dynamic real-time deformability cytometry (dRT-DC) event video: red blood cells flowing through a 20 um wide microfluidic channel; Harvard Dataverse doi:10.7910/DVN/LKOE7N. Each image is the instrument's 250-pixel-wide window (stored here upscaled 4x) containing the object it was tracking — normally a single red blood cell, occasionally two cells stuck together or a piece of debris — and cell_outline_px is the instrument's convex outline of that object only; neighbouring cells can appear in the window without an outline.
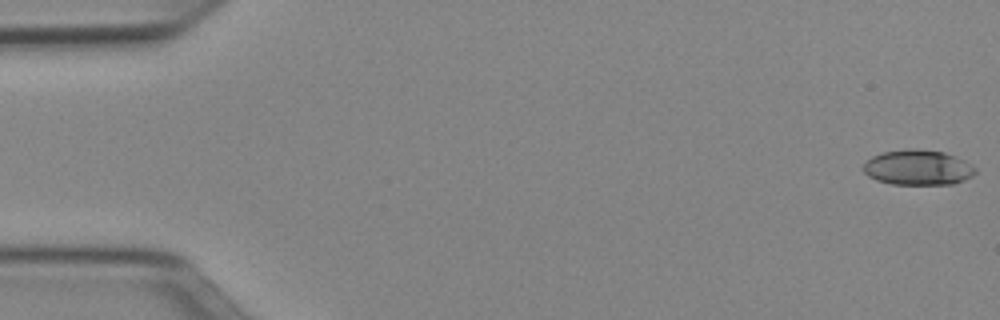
{"species": "Egyptian fruit bat (a non-hibernating species)", "species_latin": "Rousettus aegyptiacus", "temperature_condition": "cold", "stored_images_in_passage": 51, "camera_frame_rate_fps": 3000, "um_per_image_px": 0.085, "animal": {"sex": "female"}, "frame": {"image": 1, "passage_image": 1, "time_ms": 0.0, "image_size_px": [1000, 320], "cell_outline_px": [[976, 172], [972, 176], [964, 180], [952, 184], [892, 184], [876, 180], [868, 176], [864, 172], [864, 164], [872, 156], [884, 152], [908, 148], [916, 148], [944, 152], [956, 156], [972, 164], [976, 168]], "centroid_in_image_um": [78.05, 14.23], "position_along_channel_um": 7.0, "area_um2": 23.06}}
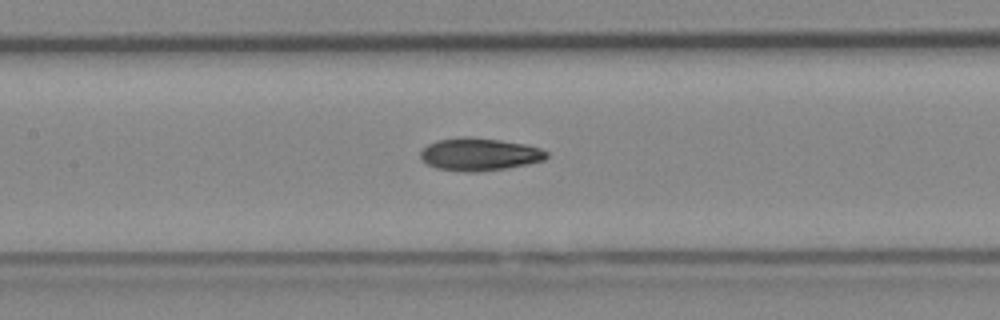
{"frame": {"image": 2, "passage_image": 24, "time_ms": 7.667, "image_size_px": [1000, 320], "cell_outline_px": [[548, 156], [544, 160], [528, 164], [508, 168], [476, 172], [464, 172], [436, 168], [420, 160], [420, 152], [428, 144], [436, 140], [460, 136], [468, 136], [500, 140], [524, 144], [540, 148], [548, 152]], "centroid_in_image_um": [40.73, 13.11], "position_along_channel_um": 166.7, "area_um2": 24.22}}
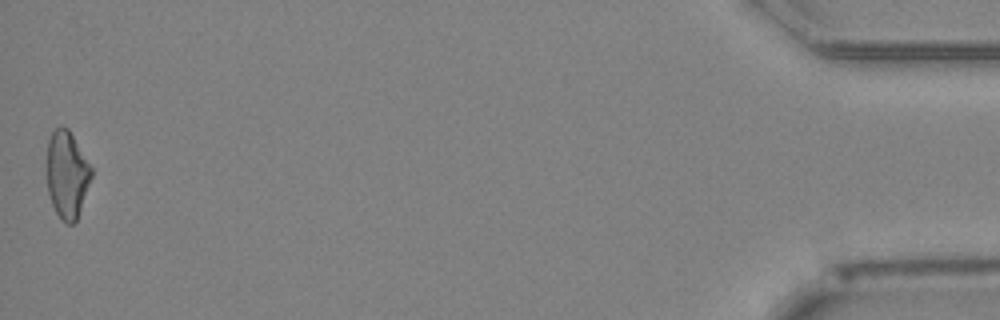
{"frame": {"image": 3, "passage_image": 51, "time_ms": 16.667, "image_size_px": [1000, 320], "cell_outline_px": [[92, 176], [76, 220], [72, 224], [68, 224], [56, 212], [52, 204], [48, 192], [48, 140], [52, 132], [56, 128], [68, 128], [92, 168]], "centroid_in_image_um": [5.7, 14.83], "position_along_channel_um": 429.5, "area_um2": 21.96}, "authors_computed_cell_mechanics": {"area_um2": 23.12, "velocity_mm_per_s": 3.9705, "shape_relaxation_time_tau1_ms": 4.6079, "shape_relaxation_time_tau2_ms": 4.3508, "deformation_change_tau1": 0.1362, "deformation_change_tau2": 0.1233}}